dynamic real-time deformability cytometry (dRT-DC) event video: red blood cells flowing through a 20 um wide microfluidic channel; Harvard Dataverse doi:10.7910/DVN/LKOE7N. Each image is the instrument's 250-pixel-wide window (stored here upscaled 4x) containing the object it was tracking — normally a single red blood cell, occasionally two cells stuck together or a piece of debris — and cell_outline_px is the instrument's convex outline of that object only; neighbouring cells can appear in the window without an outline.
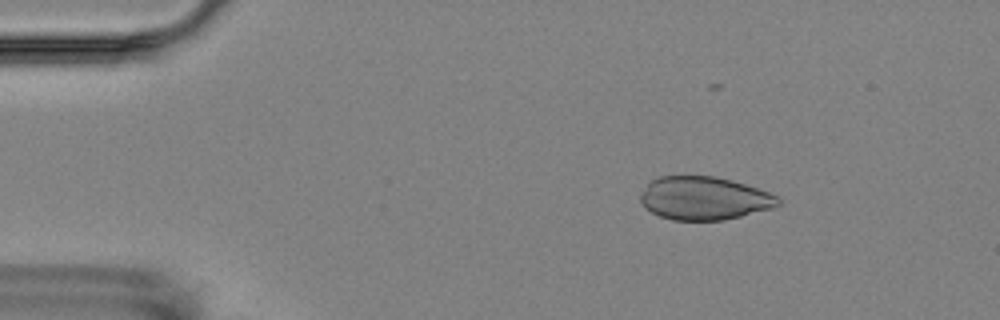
{"species": "Egyptian fruit bat (a non-hibernating species)", "species_latin": "Rousettus aegyptiacus", "temperature_condition": "room temperature", "stored_images_in_passage": 7, "camera_frame_rate_fps": 3000, "um_per_image_px": 0.085, "animal": {"sex": "female"}, "frame": {"image": 1, "passage_image": 4, "time_ms": 3.333, "image_size_px": [1000, 320], "cell_outline_px": [[780, 204], [772, 208], [724, 220], [672, 220], [660, 216], [644, 208], [640, 200], [640, 196], [648, 184], [652, 180], [660, 176], [716, 176], [732, 180], [768, 192], [776, 196], [780, 200]], "centroid_in_image_um": [59.83, 16.85], "position_along_channel_um": 25.2, "area_um2": 34.45}}